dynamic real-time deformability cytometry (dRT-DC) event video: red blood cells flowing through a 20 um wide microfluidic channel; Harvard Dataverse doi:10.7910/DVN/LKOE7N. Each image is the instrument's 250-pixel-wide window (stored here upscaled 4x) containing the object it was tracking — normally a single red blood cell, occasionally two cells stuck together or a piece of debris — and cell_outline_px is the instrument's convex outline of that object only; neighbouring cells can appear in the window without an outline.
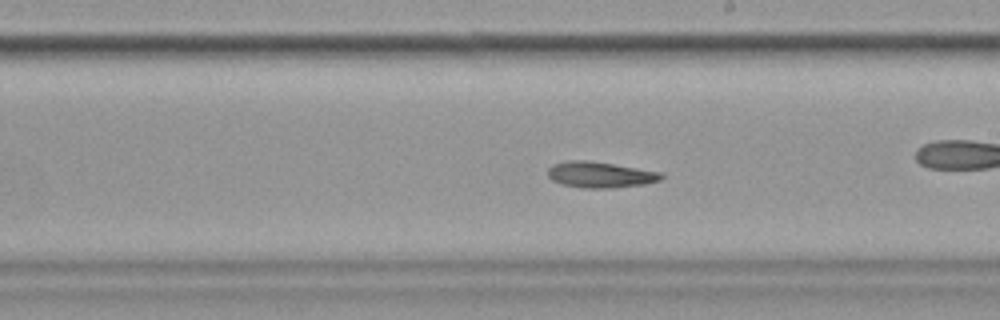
{"species": "common noctule bat (a hibernating species)", "species_latin": "Nyctalus noctula", "temperature_condition": "cold", "stored_images_in_passage": 59, "camera_frame_rate_fps": 3000, "um_per_image_px": 0.085, "animal": {"sex": "female", "body_mass_g": 19.9}, "frame": {"image": 1, "passage_image": 34, "time_ms": 11.0, "image_size_px": [1000, 320], "cell_outline_px": [[664, 176], [660, 180], [644, 184], [612, 188], [584, 188], [564, 184], [552, 180], [548, 176], [548, 168], [552, 164], [568, 160], [588, 160], [664, 172]], "centroid_in_image_um": [51.03, 14.84], "position_along_channel_um": 238.0, "area_um2": 17.22}}